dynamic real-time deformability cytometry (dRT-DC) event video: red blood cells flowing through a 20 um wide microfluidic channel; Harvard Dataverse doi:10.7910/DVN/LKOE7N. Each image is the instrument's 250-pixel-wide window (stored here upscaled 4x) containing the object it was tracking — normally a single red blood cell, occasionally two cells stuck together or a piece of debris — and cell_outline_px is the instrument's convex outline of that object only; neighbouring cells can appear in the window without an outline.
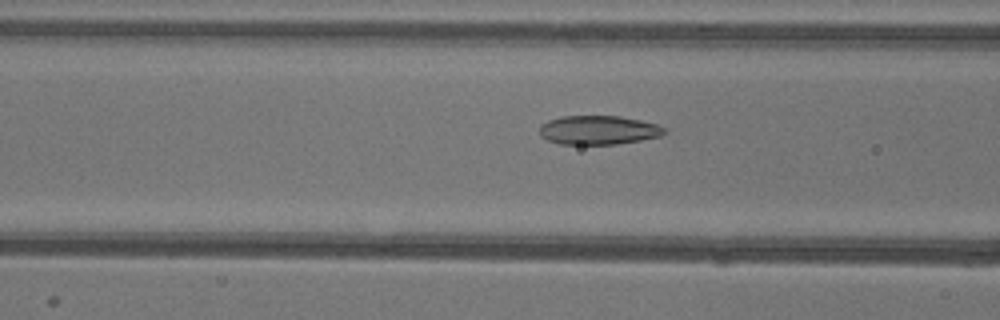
{"species": "common noctule bat (a hibernating species)", "species_latin": "Nyctalus noctula", "temperature_condition": "warm", "stored_images_in_passage": 36, "camera_frame_rate_fps": 3000, "um_per_image_px": 0.085, "animal": {"sex": "female"}, "frame": {"image": 1, "passage_image": 4, "time_ms": 1.0, "image_size_px": [1000, 320], "cell_outline_px": [[668, 132], [660, 136], [640, 140], [616, 144], [560, 144], [548, 140], [540, 136], [540, 124], [548, 120], [560, 116], [620, 116], [640, 120], [656, 124], [664, 128]], "centroid_in_image_um": [50.85, 11.05], "position_along_channel_um": 115.8, "area_um2": 21.1}}
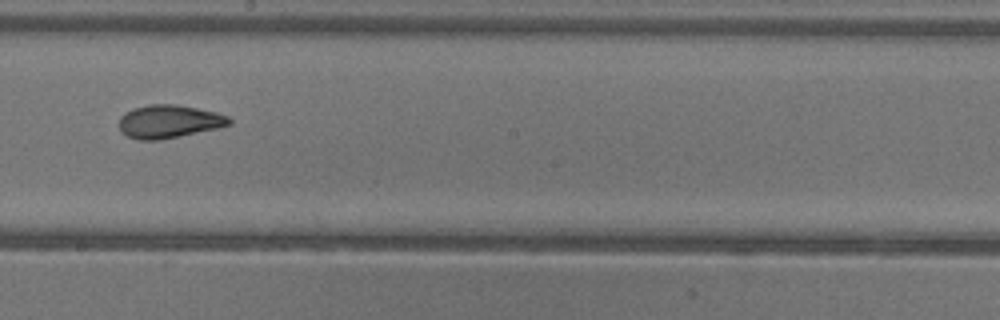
{"frame": {"image": 2, "passage_image": 13, "time_ms": 4.0, "image_size_px": [1000, 320], "cell_outline_px": [[232, 124], [216, 128], [160, 140], [140, 140], [128, 136], [120, 132], [120, 116], [124, 112], [132, 108], [148, 104], [176, 104], [216, 112], [228, 116], [232, 120]], "centroid_in_image_um": [14.34, 10.32], "position_along_channel_um": 233.9, "area_um2": 21.27}}
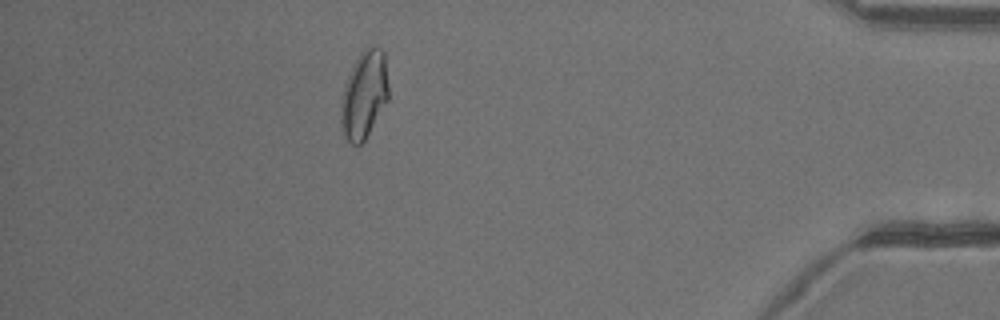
{"frame": {"image": 3, "passage_image": 30, "time_ms": 9.667, "image_size_px": [1000, 320], "cell_outline_px": [[388, 100], [364, 140], [360, 144], [352, 144], [344, 136], [340, 120], [340, 100], [344, 84], [360, 52], [364, 48], [380, 48], [384, 52], [388, 84]], "centroid_in_image_um": [30.93, 8.06], "position_along_channel_um": 404.3, "area_um2": 24.1}}